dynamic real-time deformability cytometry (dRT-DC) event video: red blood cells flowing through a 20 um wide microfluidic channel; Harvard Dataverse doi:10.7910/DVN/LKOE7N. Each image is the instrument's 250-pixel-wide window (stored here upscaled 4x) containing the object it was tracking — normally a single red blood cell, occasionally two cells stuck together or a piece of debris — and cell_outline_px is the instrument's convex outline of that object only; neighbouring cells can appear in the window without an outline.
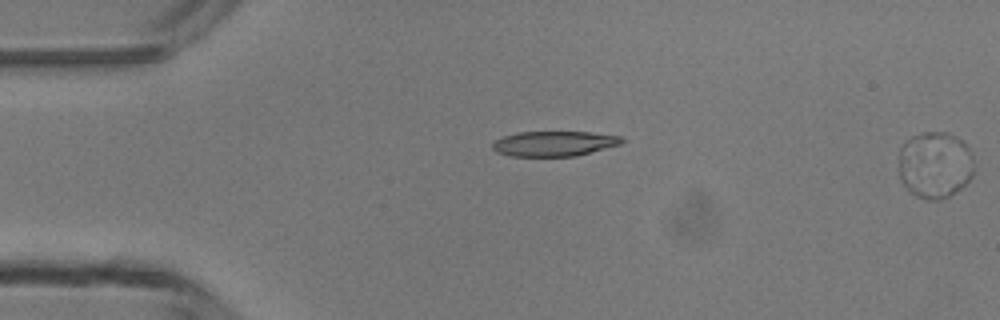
{"species": "common noctule bat (a hibernating species)", "species_latin": "Nyctalus noctula", "temperature_condition": "room temperature", "stored_images_in_passage": 4, "segment_of_instrument_passage": [2, 2], "camera_frame_rate_fps": 3000, "um_per_image_px": 0.085, "animal": {"sex": "male", "body_mass_g": 13.3}, "frame": {"image": 1, "passage_image": 4, "time_ms": 3.333, "image_size_px": [1000, 320], "cell_outline_px": [[972, 176], [960, 188], [948, 196], [940, 200], [928, 200], [916, 196], [908, 192], [900, 180], [900, 148], [912, 136], [924, 132], [948, 132], [960, 140], [968, 148], [972, 156]], "centroid_in_image_um": [79.44, 14.03], "position_along_channel_um": 5.6, "area_um2": 29.02}}